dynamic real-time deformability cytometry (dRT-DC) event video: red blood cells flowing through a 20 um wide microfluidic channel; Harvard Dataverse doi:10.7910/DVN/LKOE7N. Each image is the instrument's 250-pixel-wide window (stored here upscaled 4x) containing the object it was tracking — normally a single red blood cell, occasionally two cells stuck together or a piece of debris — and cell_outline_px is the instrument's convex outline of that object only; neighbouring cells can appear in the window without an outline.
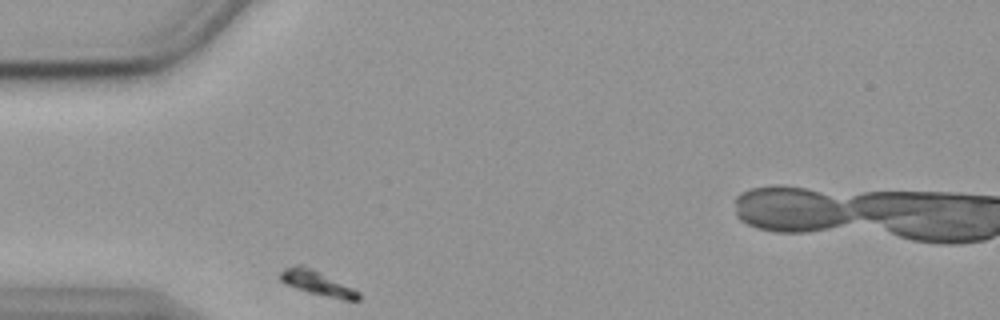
{"species": "common noctule bat (a hibernating species)", "species_latin": "Nyctalus noctula", "temperature_condition": "cold", "stored_images_in_passage": 33, "camera_frame_rate_fps": 3000, "um_per_image_px": 0.085, "animal": {"sex": "female", "body_mass_g": 19.9}, "frame": {"image": 1, "passage_image": 1, "time_ms": 0.0, "image_size_px": [1000, 320], "cell_outline_px": [[360, 300], [344, 300], [308, 292], [296, 288], [280, 280], [280, 272], [284, 268], [296, 264], [304, 264], [360, 292]], "centroid_in_image_um": [26.95, 24.04], "position_along_channel_um": 58.0, "area_um2": 11.04}}
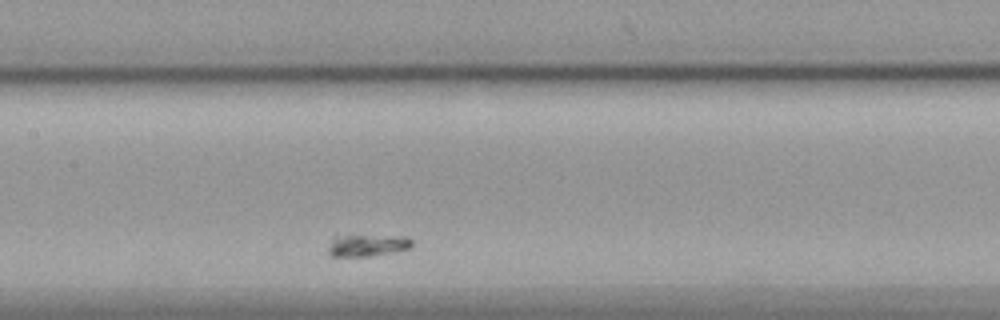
{"frame": {"image": 2, "passage_image": 14, "time_ms": 4.333, "image_size_px": [1000, 320], "cell_outline_px": [[412, 248], [396, 252], [372, 256], [332, 256], [328, 252], [328, 244], [332, 236], [336, 232], [408, 236], [412, 240]], "centroid_in_image_um": [31.18, 20.77], "position_along_channel_um": 176.2, "area_um2": 11.96}}
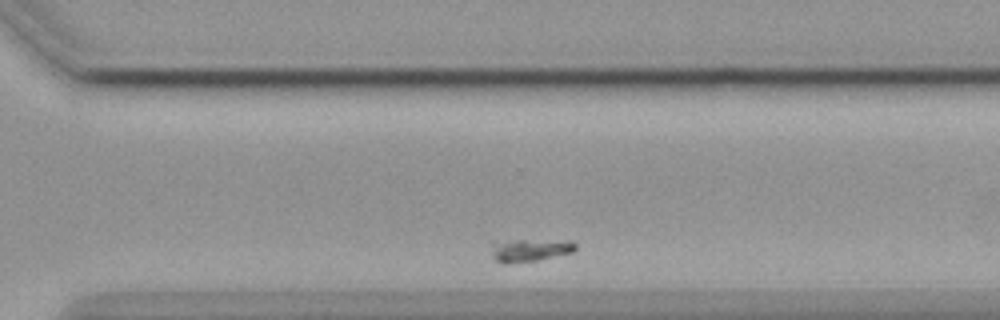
{"frame": {"image": 3, "passage_image": 29, "time_ms": 9.333, "image_size_px": [1000, 320], "cell_outline_px": [[576, 248], [572, 252], [540, 260], [508, 264], [504, 264], [496, 260], [492, 256], [492, 240], [572, 240], [576, 244]], "centroid_in_image_um": [45.01, 21.25], "position_along_channel_um": 325.6, "area_um2": 11.5}}